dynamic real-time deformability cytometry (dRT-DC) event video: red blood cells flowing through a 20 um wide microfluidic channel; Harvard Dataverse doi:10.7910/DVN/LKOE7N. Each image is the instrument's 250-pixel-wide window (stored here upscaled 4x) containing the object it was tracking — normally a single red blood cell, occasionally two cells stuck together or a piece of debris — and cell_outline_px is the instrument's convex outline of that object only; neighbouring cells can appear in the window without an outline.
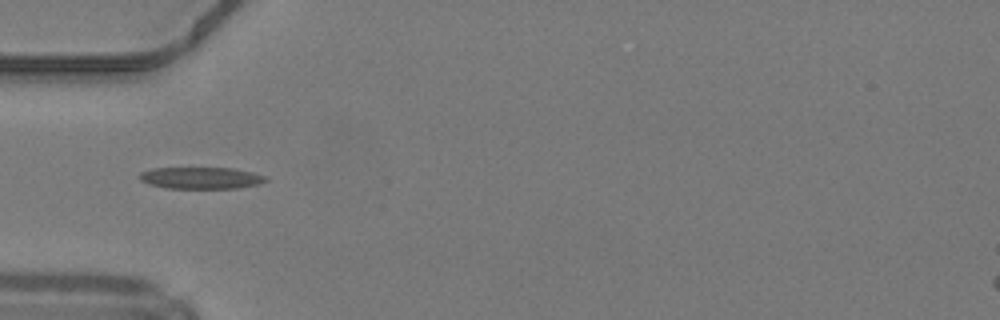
{"species": "common noctule bat (a hibernating species)", "species_latin": "Nyctalus noctula", "temperature_condition": "warm", "stored_images_in_passage": 24, "camera_frame_rate_fps": 3000, "um_per_image_px": 0.085, "animal": {"sex": "male", "body_mass_g": 19.2, "forearm_length_mm": 51.8}, "frame": {"image": 1, "passage_image": 1, "time_ms": 0.0, "image_size_px": [1000, 320], "cell_outline_px": [[268, 180], [260, 184], [236, 188], [164, 188], [148, 184], [140, 180], [140, 172], [152, 168], [232, 168], [252, 172], [268, 176]], "centroid_in_image_um": [17.1, 15.12], "position_along_channel_um": 67.9, "area_um2": 16.07}}
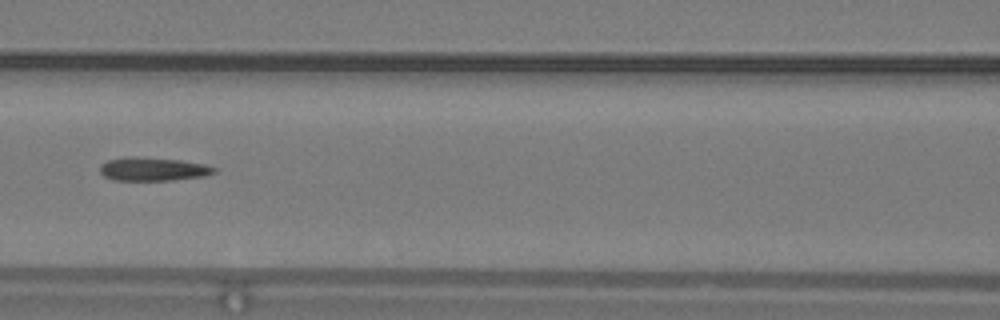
{"frame": {"image": 2, "passage_image": 7, "time_ms": 2.0, "image_size_px": [1000, 320], "cell_outline_px": [[216, 172], [204, 176], [172, 180], [112, 180], [104, 176], [100, 172], [100, 164], [108, 160], [124, 156], [136, 156], [180, 160], [204, 164], [216, 168]], "centroid_in_image_um": [12.97, 14.36], "position_along_channel_um": 153.6, "area_um2": 15.72}}
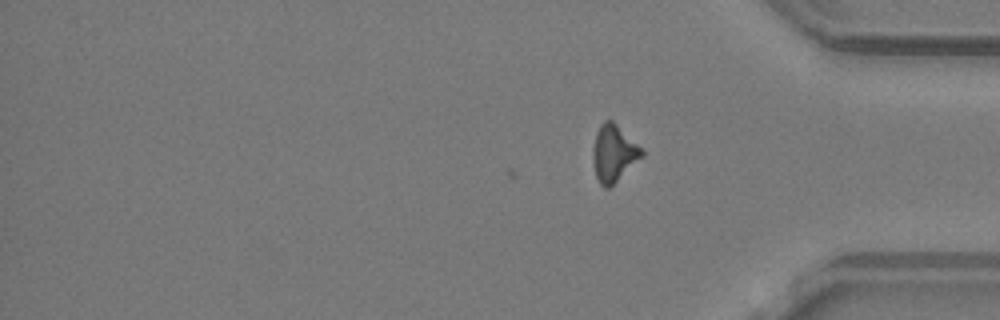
{"frame": {"image": 3, "passage_image": 24, "time_ms": 7.667, "image_size_px": [1000, 320], "cell_outline_px": [[644, 156], [608, 188], [604, 188], [600, 184], [596, 176], [592, 160], [592, 152], [596, 132], [600, 124], [604, 120], [612, 120], [644, 152]], "centroid_in_image_um": [52.13, 13.04], "position_along_channel_um": 383.1, "area_um2": 15.9}, "authors_computed_cell_mechanics": {"area_um2": 15.7216, "velocity_mm_per_s": 4.2431, "shape_relaxation_time_tau1_ms": 7.826, "shape_relaxation_time_tau2_ms": 4.6844, "deformation_change_tau1": 0.2214, "deformation_change_tau2": 0.1596}}